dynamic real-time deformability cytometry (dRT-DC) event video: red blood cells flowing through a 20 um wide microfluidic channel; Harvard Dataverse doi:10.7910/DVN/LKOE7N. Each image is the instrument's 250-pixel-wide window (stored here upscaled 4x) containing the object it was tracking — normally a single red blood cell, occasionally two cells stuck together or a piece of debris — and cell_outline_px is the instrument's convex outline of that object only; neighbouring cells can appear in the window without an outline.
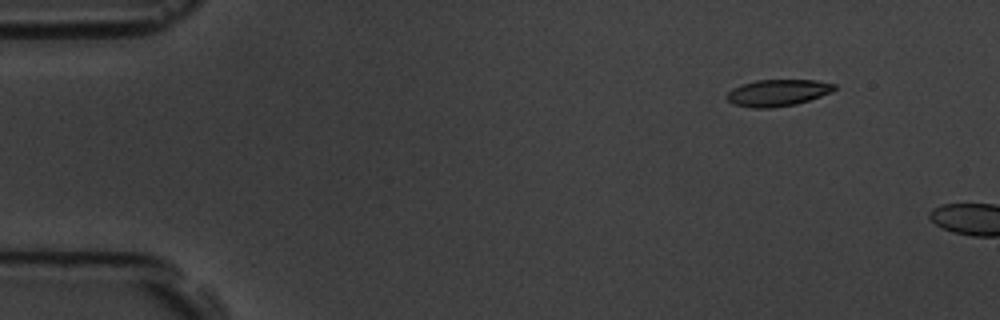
{"species": "common noctule bat (a hibernating species)", "species_latin": "Nyctalus noctula", "temperature_condition": "room temperature", "stored_images_in_passage": 3, "camera_frame_rate_fps": 3000, "um_per_image_px": 0.085, "animal": {"sex": "male", "body_mass_g": 19.5, "forearm_length_mm": 54.6}, "frame": {"image": 1, "passage_image": 2, "time_ms": 1.0, "image_size_px": [1000, 320], "cell_outline_px": [[836, 88], [832, 92], [796, 104], [772, 108], [752, 108], [732, 104], [724, 96], [732, 88], [756, 80], [816, 80], [836, 84]], "centroid_in_image_um": [66.08, 7.89], "position_along_channel_um": 18.9, "area_um2": 16.76}}